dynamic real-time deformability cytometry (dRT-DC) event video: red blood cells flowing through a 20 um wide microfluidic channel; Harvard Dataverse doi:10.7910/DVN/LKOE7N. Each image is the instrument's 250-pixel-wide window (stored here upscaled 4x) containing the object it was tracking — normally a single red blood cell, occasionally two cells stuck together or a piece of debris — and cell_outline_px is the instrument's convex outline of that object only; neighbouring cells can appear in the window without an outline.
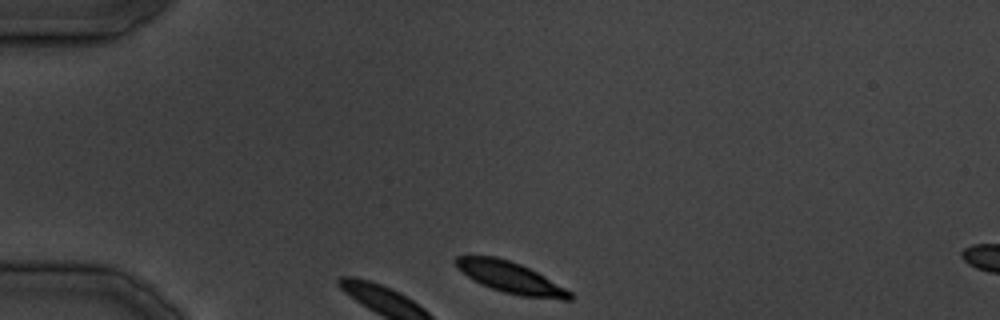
{"species": "common noctule bat (a hibernating species)", "species_latin": "Nyctalus noctula", "temperature_condition": "cold", "stored_images_in_passage": 3, "camera_frame_rate_fps": 3000, "um_per_image_px": 0.085, "animal": {"sex": "male", "body_mass_g": 19.5, "forearm_length_mm": 54.6}, "frame": {"image": 1, "passage_image": 1, "time_ms": 0.0, "image_size_px": [1000, 320], "cell_outline_px": [[572, 300], [564, 300], [520, 296], [504, 292], [480, 284], [456, 268], [452, 260], [456, 256], [496, 256], [520, 264], [544, 276], [572, 292]], "centroid_in_image_um": [43.36, 23.59], "position_along_channel_um": 41.6, "area_um2": 20.69}}